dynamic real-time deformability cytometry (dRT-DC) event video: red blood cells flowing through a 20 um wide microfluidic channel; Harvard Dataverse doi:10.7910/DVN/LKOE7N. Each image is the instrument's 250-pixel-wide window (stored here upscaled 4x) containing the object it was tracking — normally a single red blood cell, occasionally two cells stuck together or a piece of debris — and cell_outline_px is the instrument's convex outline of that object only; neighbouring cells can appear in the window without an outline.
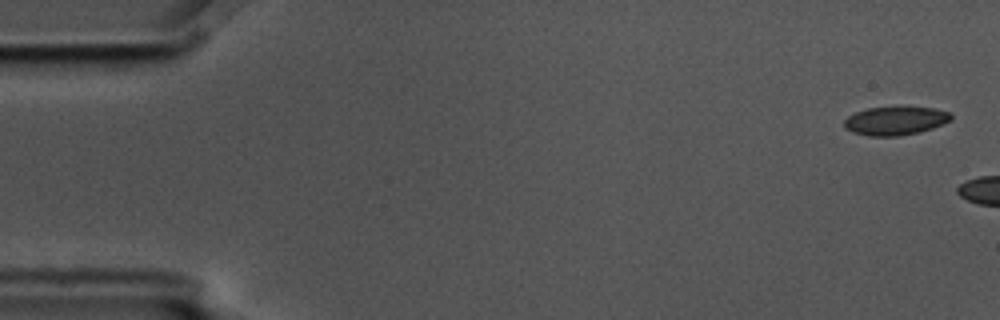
{"species": "common noctule bat (a hibernating species)", "species_latin": "Nyctalus noctula", "temperature_condition": "cold", "stored_images_in_passage": 3, "camera_frame_rate_fps": 3000, "um_per_image_px": 0.085, "animal": {"sex": "male", "body_mass_g": 17.5, "forearm_length_mm": 52.3}, "frame": {"image": 1, "passage_image": 1, "time_ms": 0.0, "image_size_px": [1000, 320], "cell_outline_px": [[952, 120], [932, 128], [920, 132], [900, 136], [868, 136], [852, 132], [844, 128], [844, 120], [848, 116], [856, 112], [868, 108], [900, 104], [936, 108], [952, 112]], "centroid_in_image_um": [76.14, 10.22], "position_along_channel_um": 8.9, "area_um2": 18.67}}